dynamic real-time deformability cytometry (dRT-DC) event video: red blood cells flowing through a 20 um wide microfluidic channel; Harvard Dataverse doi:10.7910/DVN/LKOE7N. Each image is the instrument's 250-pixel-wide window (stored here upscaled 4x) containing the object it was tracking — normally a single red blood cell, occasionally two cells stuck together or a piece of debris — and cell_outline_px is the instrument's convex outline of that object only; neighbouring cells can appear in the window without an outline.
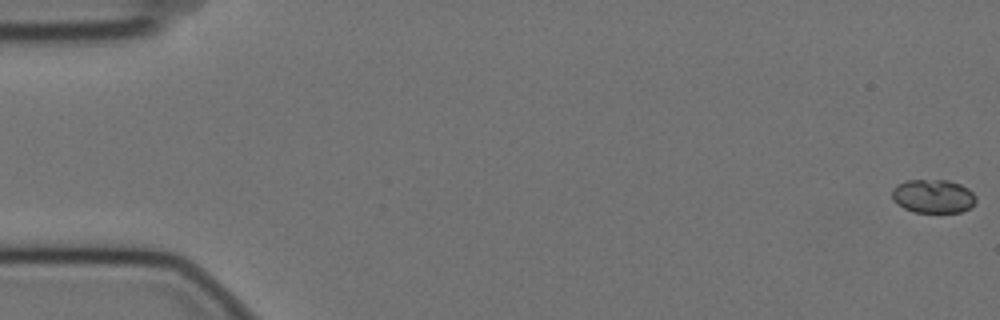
{"species": "Egyptian fruit bat (a non-hibernating species)", "species_latin": "Rousettus aegyptiacus", "temperature_condition": "cold", "stored_images_in_passage": 10, "camera_frame_rate_fps": 3000, "um_per_image_px": 0.085, "animal": {"sex": "female"}, "frame": {"image": 1, "passage_image": 1, "time_ms": 0.0, "image_size_px": [1000, 320], "cell_outline_px": [[976, 200], [968, 208], [960, 212], [916, 212], [904, 208], [896, 204], [892, 200], [892, 188], [896, 184], [908, 180], [948, 180], [960, 184], [968, 188], [976, 196]], "centroid_in_image_um": [79.28, 16.67], "position_along_channel_um": 5.7, "area_um2": 16.47}}